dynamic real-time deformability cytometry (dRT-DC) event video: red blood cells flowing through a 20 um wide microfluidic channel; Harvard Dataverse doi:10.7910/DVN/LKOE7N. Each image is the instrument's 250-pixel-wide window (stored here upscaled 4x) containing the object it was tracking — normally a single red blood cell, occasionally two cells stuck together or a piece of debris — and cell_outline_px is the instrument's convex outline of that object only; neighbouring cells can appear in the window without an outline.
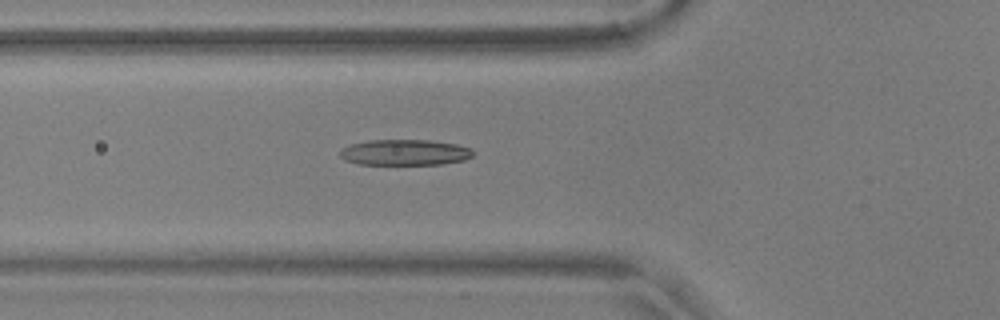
{"species": "common noctule bat (a hibernating species)", "species_latin": "Nyctalus noctula", "temperature_condition": "warm", "stored_images_in_passage": 51, "camera_frame_rate_fps": 3000, "um_per_image_px": 0.085, "animal": {"sex": "male", "body_mass_g": 17.9, "forearm_length_mm": 54.2}, "frame": {"image": 1, "passage_image": 16, "time_ms": 5.0, "image_size_px": [1000, 320], "cell_outline_px": [[472, 156], [464, 160], [444, 164], [360, 164], [344, 160], [340, 156], [340, 152], [344, 148], [352, 144], [368, 140], [428, 140], [456, 144], [472, 148]], "centroid_in_image_um": [34.43, 12.95], "position_along_channel_um": 91.4, "area_um2": 19.88}}
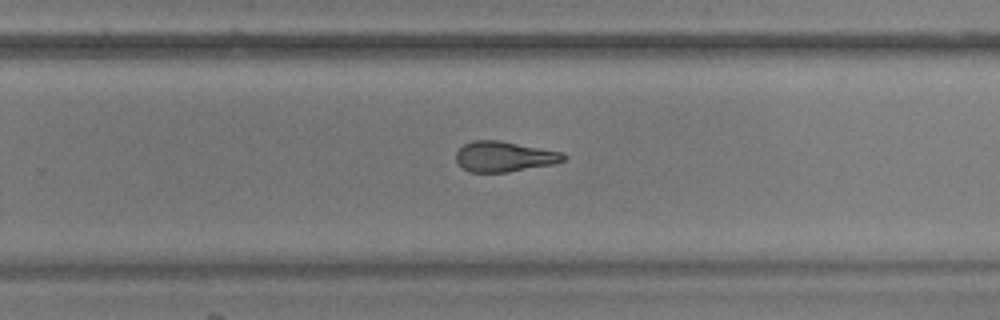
{"frame": {"image": 2, "passage_image": 32, "time_ms": 10.333, "image_size_px": [1000, 320], "cell_outline_px": [[568, 160], [556, 164], [508, 172], [468, 172], [460, 168], [456, 160], [456, 152], [464, 144], [472, 140], [500, 140], [564, 152], [568, 156]], "centroid_in_image_um": [42.9, 13.31], "position_along_channel_um": 286.9, "area_um2": 19.54}}
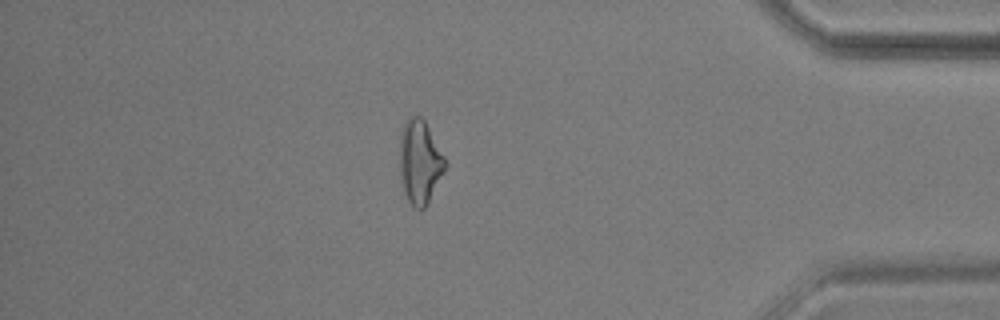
{"frame": {"image": 3, "passage_image": 44, "time_ms": 14.333, "image_size_px": [1000, 320], "cell_outline_px": [[448, 164], [428, 204], [424, 208], [416, 208], [408, 200], [404, 192], [400, 180], [400, 132], [408, 116], [420, 116], [424, 120], [444, 156]], "centroid_in_image_um": [35.68, 13.76], "position_along_channel_um": 399.5, "area_um2": 22.2}, "authors_computed_cell_mechanics": {"area_um2": 20.0566, "velocity_mm_per_s": 3.6572, "shape_relaxation_time_tau1_ms": 7.9006, "shape_relaxation_time_tau2_ms": 3.0228, "deformation_change_tau1": 0.2267, "deformation_change_tau2": 0.1359}}